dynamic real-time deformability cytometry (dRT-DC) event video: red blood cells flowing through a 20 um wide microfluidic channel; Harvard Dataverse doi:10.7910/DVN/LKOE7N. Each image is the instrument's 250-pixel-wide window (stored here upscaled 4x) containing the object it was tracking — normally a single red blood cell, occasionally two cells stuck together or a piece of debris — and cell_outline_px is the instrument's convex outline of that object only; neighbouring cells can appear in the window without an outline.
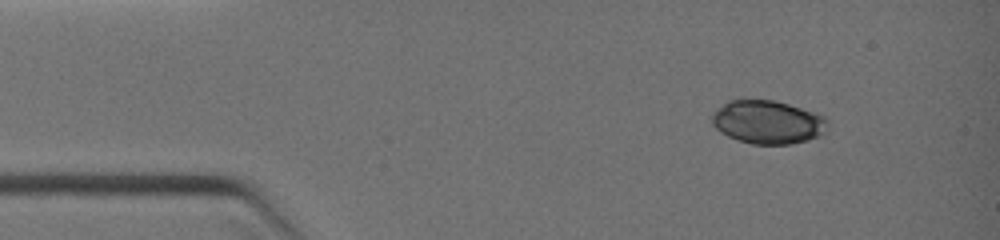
{"species": "common noctule bat (a hibernating species)", "species_latin": "Nyctalus noctula", "temperature_condition": "warm", "stored_images_in_passage": 5, "camera_frame_rate_fps": 3000, "um_per_image_px": 0.085, "animal": {"sex": "female", "body_mass_g": 19.0, "forearm_length_mm": 51.5}, "frame": {"image": 1, "passage_image": 2, "time_ms": 0.667, "image_size_px": [1000, 240], "cell_outline_px": [[828, 124], [824, 136], [792, 144], [752, 144], [736, 140], [720, 132], [712, 124], [712, 112], [716, 108], [728, 100], [740, 96], [772, 100], [788, 104], [824, 116], [828, 120]], "centroid_in_image_um": [65.22, 10.35], "position_along_channel_um": 19.8, "area_um2": 30.11}}
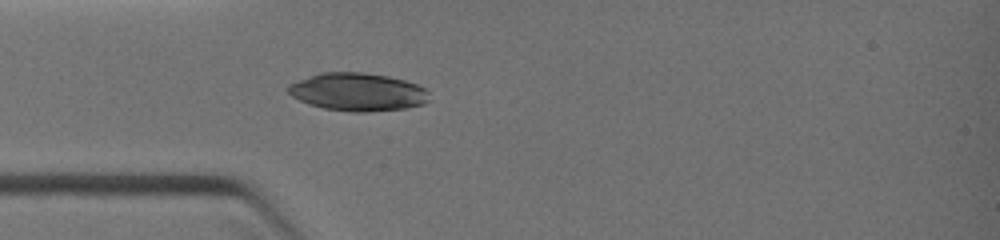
{"frame": {"image": 2, "passage_image": 5, "time_ms": 2.667, "image_size_px": [1000, 240], "cell_outline_px": [[428, 100], [424, 104], [404, 108], [364, 112], [352, 112], [324, 108], [308, 104], [292, 96], [288, 92], [288, 84], [320, 72], [364, 72], [388, 76], [404, 80], [416, 84], [424, 88], [428, 92]], "centroid_in_image_um": [30.39, 7.81], "position_along_channel_um": 54.6, "area_um2": 31.1}}